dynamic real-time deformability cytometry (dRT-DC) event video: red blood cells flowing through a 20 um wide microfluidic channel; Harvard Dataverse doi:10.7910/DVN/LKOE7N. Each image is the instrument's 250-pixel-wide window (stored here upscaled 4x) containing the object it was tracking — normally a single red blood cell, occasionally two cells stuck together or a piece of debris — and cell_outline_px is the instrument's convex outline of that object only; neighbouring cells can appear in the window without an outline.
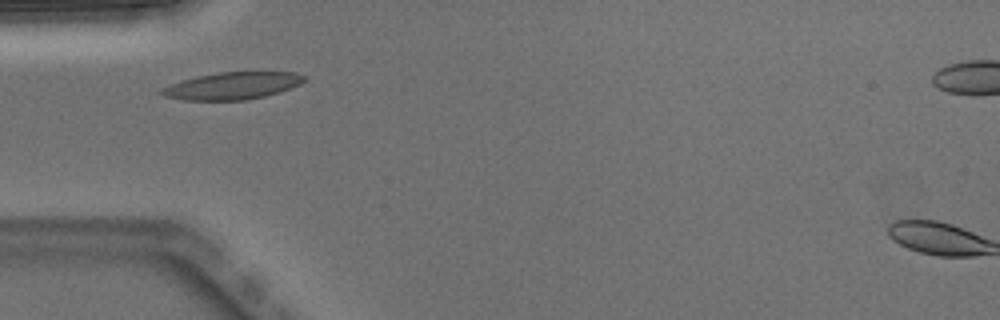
{"species": "Egyptian fruit bat (a non-hibernating species)", "species_latin": "Rousettus aegyptiacus", "temperature_condition": "warm", "stored_images_in_passage": 4, "camera_frame_rate_fps": 3000, "um_per_image_px": 0.085, "animal": {"sex": "male"}, "frame": {"image": 1, "passage_image": 1, "time_ms": 0.0, "image_size_px": [1000, 320], "cell_outline_px": [[308, 80], [300, 84], [280, 92], [264, 96], [244, 100], [184, 100], [164, 96], [160, 92], [160, 88], [184, 80], [200, 76], [220, 72], [296, 72], [308, 76]], "centroid_in_image_um": [19.82, 7.29], "position_along_channel_um": 65.2, "area_um2": 22.48}}
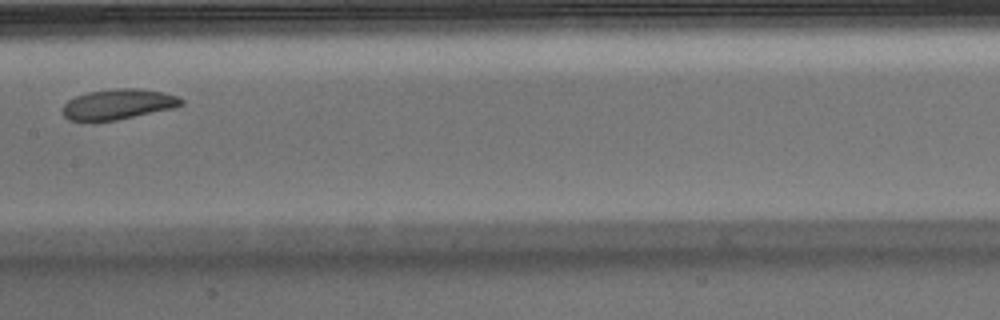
{"frame": {"image": 2, "passage_image": 4, "time_ms": 1.0, "image_size_px": [1000, 320], "cell_outline_px": [[184, 104], [172, 108], [116, 120], [68, 120], [64, 116], [60, 108], [68, 100], [76, 96], [88, 92], [116, 88], [140, 88], [164, 92], [180, 96], [184, 100]], "centroid_in_image_um": [10.06, 8.84], "position_along_channel_um": 197.3, "area_um2": 20.98}}